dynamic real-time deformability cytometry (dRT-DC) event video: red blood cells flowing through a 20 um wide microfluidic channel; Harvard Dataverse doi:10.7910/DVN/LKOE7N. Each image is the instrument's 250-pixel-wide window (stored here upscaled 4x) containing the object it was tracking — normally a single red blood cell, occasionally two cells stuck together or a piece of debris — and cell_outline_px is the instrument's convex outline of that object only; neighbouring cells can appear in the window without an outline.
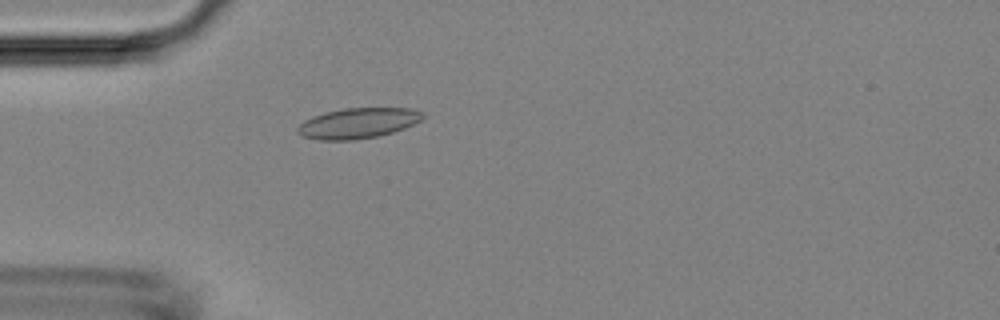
{"species": "Egyptian fruit bat (a non-hibernating species)", "species_latin": "Rousettus aegyptiacus", "temperature_condition": "room temperature", "stored_images_in_passage": 4, "camera_frame_rate_fps": 3000, "um_per_image_px": 0.085, "animal": {"sex": "female"}, "frame": {"image": 1, "passage_image": 4, "time_ms": 4.333, "image_size_px": [1000, 320], "cell_outline_px": [[424, 116], [420, 120], [404, 128], [392, 132], [376, 136], [356, 140], [320, 140], [300, 136], [296, 132], [296, 128], [304, 120], [312, 116], [324, 112], [344, 108], [412, 108], [424, 112]], "centroid_in_image_um": [30.38, 10.46], "position_along_channel_um": 54.6, "area_um2": 22.31}}